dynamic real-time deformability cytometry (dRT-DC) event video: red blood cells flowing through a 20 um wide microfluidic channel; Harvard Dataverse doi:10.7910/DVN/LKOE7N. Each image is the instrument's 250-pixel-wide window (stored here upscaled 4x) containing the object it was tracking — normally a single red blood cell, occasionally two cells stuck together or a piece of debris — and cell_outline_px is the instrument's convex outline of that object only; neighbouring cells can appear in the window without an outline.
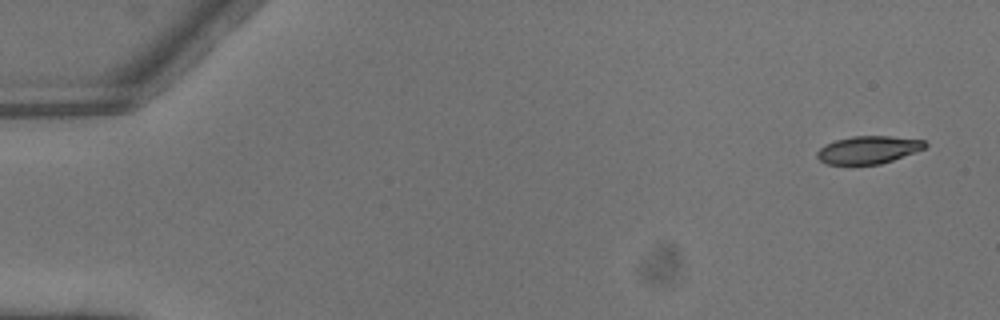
{"species": "common noctule bat (a hibernating species)", "species_latin": "Nyctalus noctula", "temperature_condition": "warm", "stored_images_in_passage": 5, "camera_frame_rate_fps": 3000, "um_per_image_px": 0.085, "animal": {"sex": "male", "body_mass_g": 13.3}, "frame": {"image": 1, "passage_image": 1, "time_ms": 0.0, "image_size_px": [1000, 320], "cell_outline_px": [[928, 144], [924, 148], [892, 160], [880, 164], [828, 164], [820, 160], [816, 156], [816, 152], [824, 144], [836, 140], [852, 136], [892, 136], [924, 140]], "centroid_in_image_um": [73.78, 12.72], "position_along_channel_um": 11.2, "area_um2": 17.28}}
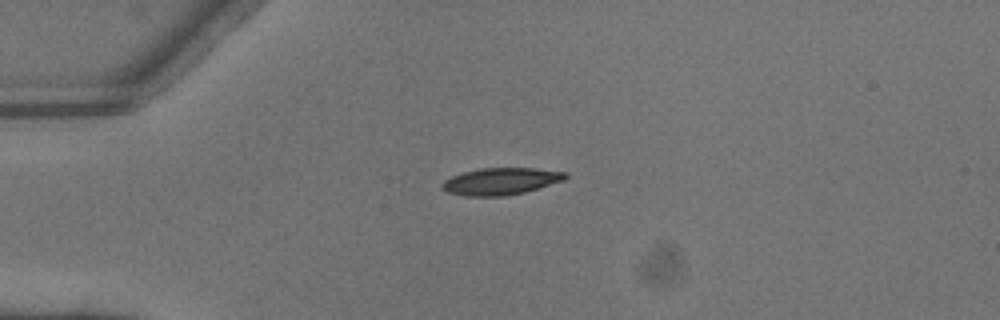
{"frame": {"image": 2, "passage_image": 4, "time_ms": 1.0, "image_size_px": [1000, 320], "cell_outline_px": [[568, 176], [564, 180], [524, 192], [504, 196], [464, 196], [448, 192], [440, 188], [440, 184], [444, 180], [452, 176], [464, 172], [480, 168], [536, 168], [564, 172]], "centroid_in_image_um": [42.52, 15.41], "position_along_channel_um": 42.5, "area_um2": 19.31}}